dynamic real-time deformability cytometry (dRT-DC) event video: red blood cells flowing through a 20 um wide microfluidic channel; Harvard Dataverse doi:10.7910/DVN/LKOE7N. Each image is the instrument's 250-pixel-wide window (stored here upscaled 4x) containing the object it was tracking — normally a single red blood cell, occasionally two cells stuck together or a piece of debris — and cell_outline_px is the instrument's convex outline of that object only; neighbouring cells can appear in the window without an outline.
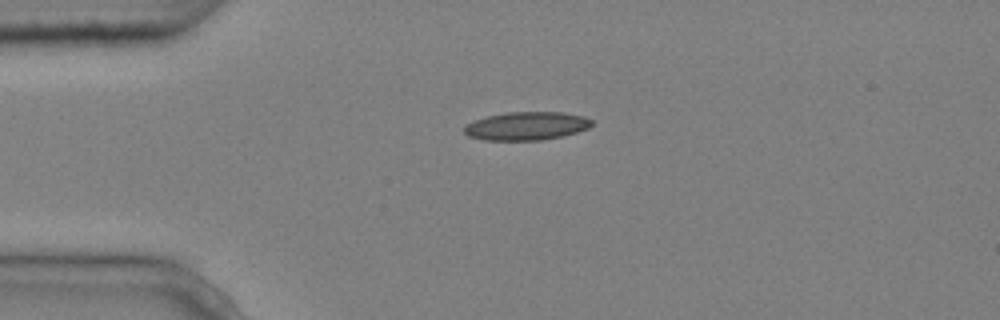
{"species": "common noctule bat (a hibernating species)", "species_latin": "Nyctalus noctula", "temperature_condition": "cold", "stored_images_in_passage": 5, "camera_frame_rate_fps": 3000, "um_per_image_px": 0.085, "animal": {"sex": "male", "body_mass_g": 20.4}, "frame": {"image": 1, "passage_image": 5, "time_ms": 1.333, "image_size_px": [1000, 320], "cell_outline_px": [[592, 124], [588, 128], [564, 136], [540, 140], [484, 140], [468, 136], [464, 132], [464, 124], [488, 116], [508, 112], [564, 112], [584, 116], [592, 120]], "centroid_in_image_um": [44.75, 10.71], "position_along_channel_um": 40.2, "area_um2": 21.04}}